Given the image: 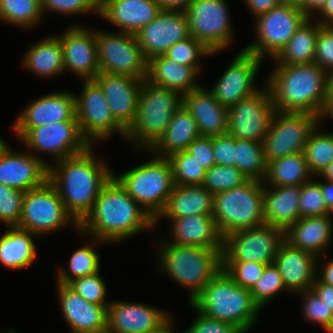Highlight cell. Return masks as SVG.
Wrapping results in <instances>:
<instances>
[{"label": "cell", "instance_id": "cell-1", "mask_svg": "<svg viewBox=\"0 0 333 333\" xmlns=\"http://www.w3.org/2000/svg\"><path fill=\"white\" fill-rule=\"evenodd\" d=\"M154 226V219L140 208L112 176L102 187L92 210L79 223L78 231L81 234L86 231L93 234L96 242H115Z\"/></svg>", "mask_w": 333, "mask_h": 333}, {"label": "cell", "instance_id": "cell-2", "mask_svg": "<svg viewBox=\"0 0 333 333\" xmlns=\"http://www.w3.org/2000/svg\"><path fill=\"white\" fill-rule=\"evenodd\" d=\"M92 147L49 166L48 180L55 186L67 211L80 223L92 210L102 187L114 175L94 158Z\"/></svg>", "mask_w": 333, "mask_h": 333}, {"label": "cell", "instance_id": "cell-3", "mask_svg": "<svg viewBox=\"0 0 333 333\" xmlns=\"http://www.w3.org/2000/svg\"><path fill=\"white\" fill-rule=\"evenodd\" d=\"M271 74L266 86L276 111L319 116L327 96V71L311 63L277 65Z\"/></svg>", "mask_w": 333, "mask_h": 333}, {"label": "cell", "instance_id": "cell-4", "mask_svg": "<svg viewBox=\"0 0 333 333\" xmlns=\"http://www.w3.org/2000/svg\"><path fill=\"white\" fill-rule=\"evenodd\" d=\"M204 315L228 322L246 333L254 325L260 306L249 289L239 286L222 268L192 301Z\"/></svg>", "mask_w": 333, "mask_h": 333}, {"label": "cell", "instance_id": "cell-5", "mask_svg": "<svg viewBox=\"0 0 333 333\" xmlns=\"http://www.w3.org/2000/svg\"><path fill=\"white\" fill-rule=\"evenodd\" d=\"M182 105L183 95L180 92L144 78L136 116L126 130L125 138L149 150L164 134L171 117Z\"/></svg>", "mask_w": 333, "mask_h": 333}, {"label": "cell", "instance_id": "cell-6", "mask_svg": "<svg viewBox=\"0 0 333 333\" xmlns=\"http://www.w3.org/2000/svg\"><path fill=\"white\" fill-rule=\"evenodd\" d=\"M160 269L191 292L190 303L222 269V250L163 243Z\"/></svg>", "mask_w": 333, "mask_h": 333}, {"label": "cell", "instance_id": "cell-7", "mask_svg": "<svg viewBox=\"0 0 333 333\" xmlns=\"http://www.w3.org/2000/svg\"><path fill=\"white\" fill-rule=\"evenodd\" d=\"M113 176L154 220L164 209L175 186L169 160L157 155L120 176Z\"/></svg>", "mask_w": 333, "mask_h": 333}, {"label": "cell", "instance_id": "cell-8", "mask_svg": "<svg viewBox=\"0 0 333 333\" xmlns=\"http://www.w3.org/2000/svg\"><path fill=\"white\" fill-rule=\"evenodd\" d=\"M263 189V181L249 179L239 187L214 195L212 216L223 237L265 223Z\"/></svg>", "mask_w": 333, "mask_h": 333}, {"label": "cell", "instance_id": "cell-9", "mask_svg": "<svg viewBox=\"0 0 333 333\" xmlns=\"http://www.w3.org/2000/svg\"><path fill=\"white\" fill-rule=\"evenodd\" d=\"M317 124L318 116L309 112L275 111L262 141L267 164L287 155L303 152Z\"/></svg>", "mask_w": 333, "mask_h": 333}, {"label": "cell", "instance_id": "cell-10", "mask_svg": "<svg viewBox=\"0 0 333 333\" xmlns=\"http://www.w3.org/2000/svg\"><path fill=\"white\" fill-rule=\"evenodd\" d=\"M70 220L79 230V223L67 211L55 186L47 180L43 185L24 193L17 227L40 235L64 227Z\"/></svg>", "mask_w": 333, "mask_h": 333}, {"label": "cell", "instance_id": "cell-11", "mask_svg": "<svg viewBox=\"0 0 333 333\" xmlns=\"http://www.w3.org/2000/svg\"><path fill=\"white\" fill-rule=\"evenodd\" d=\"M285 231L266 223L234 232L223 238L222 261H245L272 264Z\"/></svg>", "mask_w": 333, "mask_h": 333}, {"label": "cell", "instance_id": "cell-12", "mask_svg": "<svg viewBox=\"0 0 333 333\" xmlns=\"http://www.w3.org/2000/svg\"><path fill=\"white\" fill-rule=\"evenodd\" d=\"M96 47L100 73L147 77L148 60L143 55L136 35L96 30Z\"/></svg>", "mask_w": 333, "mask_h": 333}, {"label": "cell", "instance_id": "cell-13", "mask_svg": "<svg viewBox=\"0 0 333 333\" xmlns=\"http://www.w3.org/2000/svg\"><path fill=\"white\" fill-rule=\"evenodd\" d=\"M256 18L257 41L244 50L259 59L265 54L274 59L308 17L299 7L278 5Z\"/></svg>", "mask_w": 333, "mask_h": 333}, {"label": "cell", "instance_id": "cell-14", "mask_svg": "<svg viewBox=\"0 0 333 333\" xmlns=\"http://www.w3.org/2000/svg\"><path fill=\"white\" fill-rule=\"evenodd\" d=\"M190 36L217 53L232 42L225 0H193L185 11Z\"/></svg>", "mask_w": 333, "mask_h": 333}, {"label": "cell", "instance_id": "cell-15", "mask_svg": "<svg viewBox=\"0 0 333 333\" xmlns=\"http://www.w3.org/2000/svg\"><path fill=\"white\" fill-rule=\"evenodd\" d=\"M82 90L80 96H75L76 118L89 144L105 140L116 131L125 137L126 130L114 119L100 85L95 80H84Z\"/></svg>", "mask_w": 333, "mask_h": 333}, {"label": "cell", "instance_id": "cell-16", "mask_svg": "<svg viewBox=\"0 0 333 333\" xmlns=\"http://www.w3.org/2000/svg\"><path fill=\"white\" fill-rule=\"evenodd\" d=\"M268 86L228 108V134L262 142L275 112Z\"/></svg>", "mask_w": 333, "mask_h": 333}, {"label": "cell", "instance_id": "cell-17", "mask_svg": "<svg viewBox=\"0 0 333 333\" xmlns=\"http://www.w3.org/2000/svg\"><path fill=\"white\" fill-rule=\"evenodd\" d=\"M21 142L32 151L55 155L56 161L80 154L91 146L82 136L78 121L52 122L33 127L21 138Z\"/></svg>", "mask_w": 333, "mask_h": 333}, {"label": "cell", "instance_id": "cell-18", "mask_svg": "<svg viewBox=\"0 0 333 333\" xmlns=\"http://www.w3.org/2000/svg\"><path fill=\"white\" fill-rule=\"evenodd\" d=\"M135 35L147 60L164 55L175 43L190 37L186 12L162 10Z\"/></svg>", "mask_w": 333, "mask_h": 333}, {"label": "cell", "instance_id": "cell-19", "mask_svg": "<svg viewBox=\"0 0 333 333\" xmlns=\"http://www.w3.org/2000/svg\"><path fill=\"white\" fill-rule=\"evenodd\" d=\"M261 61L262 59L243 49L237 54L214 88L210 90L213 97L222 106L229 108L257 92L259 89H255L253 80Z\"/></svg>", "mask_w": 333, "mask_h": 333}, {"label": "cell", "instance_id": "cell-20", "mask_svg": "<svg viewBox=\"0 0 333 333\" xmlns=\"http://www.w3.org/2000/svg\"><path fill=\"white\" fill-rule=\"evenodd\" d=\"M61 121H77L73 93L54 92L32 101L19 115L13 128L21 139L33 127Z\"/></svg>", "mask_w": 333, "mask_h": 333}, {"label": "cell", "instance_id": "cell-21", "mask_svg": "<svg viewBox=\"0 0 333 333\" xmlns=\"http://www.w3.org/2000/svg\"><path fill=\"white\" fill-rule=\"evenodd\" d=\"M115 302L108 307L107 333H156L172 320L166 311L148 305Z\"/></svg>", "mask_w": 333, "mask_h": 333}, {"label": "cell", "instance_id": "cell-22", "mask_svg": "<svg viewBox=\"0 0 333 333\" xmlns=\"http://www.w3.org/2000/svg\"><path fill=\"white\" fill-rule=\"evenodd\" d=\"M65 70L84 80H94L100 73L96 47V32L82 26H71L59 36Z\"/></svg>", "mask_w": 333, "mask_h": 333}, {"label": "cell", "instance_id": "cell-23", "mask_svg": "<svg viewBox=\"0 0 333 333\" xmlns=\"http://www.w3.org/2000/svg\"><path fill=\"white\" fill-rule=\"evenodd\" d=\"M94 80L102 88L114 119L127 130L136 116L143 79L99 73Z\"/></svg>", "mask_w": 333, "mask_h": 333}, {"label": "cell", "instance_id": "cell-24", "mask_svg": "<svg viewBox=\"0 0 333 333\" xmlns=\"http://www.w3.org/2000/svg\"><path fill=\"white\" fill-rule=\"evenodd\" d=\"M57 285L63 316L72 333H107V306L87 302L68 285Z\"/></svg>", "mask_w": 333, "mask_h": 333}, {"label": "cell", "instance_id": "cell-25", "mask_svg": "<svg viewBox=\"0 0 333 333\" xmlns=\"http://www.w3.org/2000/svg\"><path fill=\"white\" fill-rule=\"evenodd\" d=\"M27 153L13 154L10 148L5 152L0 158L1 184L27 192L48 180L49 164Z\"/></svg>", "mask_w": 333, "mask_h": 333}, {"label": "cell", "instance_id": "cell-26", "mask_svg": "<svg viewBox=\"0 0 333 333\" xmlns=\"http://www.w3.org/2000/svg\"><path fill=\"white\" fill-rule=\"evenodd\" d=\"M318 259L316 255L292 247L284 241L273 263L279 269L286 289L299 293L312 289L317 277Z\"/></svg>", "mask_w": 333, "mask_h": 333}, {"label": "cell", "instance_id": "cell-27", "mask_svg": "<svg viewBox=\"0 0 333 333\" xmlns=\"http://www.w3.org/2000/svg\"><path fill=\"white\" fill-rule=\"evenodd\" d=\"M162 11L156 0H102L99 15L121 28L123 33L136 34Z\"/></svg>", "mask_w": 333, "mask_h": 333}, {"label": "cell", "instance_id": "cell-28", "mask_svg": "<svg viewBox=\"0 0 333 333\" xmlns=\"http://www.w3.org/2000/svg\"><path fill=\"white\" fill-rule=\"evenodd\" d=\"M183 106L194 117L200 136L214 137L228 132V108L201 86L183 95Z\"/></svg>", "mask_w": 333, "mask_h": 333}, {"label": "cell", "instance_id": "cell-29", "mask_svg": "<svg viewBox=\"0 0 333 333\" xmlns=\"http://www.w3.org/2000/svg\"><path fill=\"white\" fill-rule=\"evenodd\" d=\"M172 221L173 244L208 249H223V236L213 216L195 215L174 218Z\"/></svg>", "mask_w": 333, "mask_h": 333}, {"label": "cell", "instance_id": "cell-30", "mask_svg": "<svg viewBox=\"0 0 333 333\" xmlns=\"http://www.w3.org/2000/svg\"><path fill=\"white\" fill-rule=\"evenodd\" d=\"M213 204L214 195L202 185H175L154 225L161 217L172 220L185 216H212Z\"/></svg>", "mask_w": 333, "mask_h": 333}, {"label": "cell", "instance_id": "cell-31", "mask_svg": "<svg viewBox=\"0 0 333 333\" xmlns=\"http://www.w3.org/2000/svg\"><path fill=\"white\" fill-rule=\"evenodd\" d=\"M268 186L263 189L264 222L286 231L299 219L300 186Z\"/></svg>", "mask_w": 333, "mask_h": 333}, {"label": "cell", "instance_id": "cell-32", "mask_svg": "<svg viewBox=\"0 0 333 333\" xmlns=\"http://www.w3.org/2000/svg\"><path fill=\"white\" fill-rule=\"evenodd\" d=\"M331 215L299 218L285 231V241L292 247L318 257L332 238Z\"/></svg>", "mask_w": 333, "mask_h": 333}, {"label": "cell", "instance_id": "cell-33", "mask_svg": "<svg viewBox=\"0 0 333 333\" xmlns=\"http://www.w3.org/2000/svg\"><path fill=\"white\" fill-rule=\"evenodd\" d=\"M200 67L186 66L158 55L148 60L147 79L152 83L180 92L182 95L200 87L195 78Z\"/></svg>", "mask_w": 333, "mask_h": 333}, {"label": "cell", "instance_id": "cell-34", "mask_svg": "<svg viewBox=\"0 0 333 333\" xmlns=\"http://www.w3.org/2000/svg\"><path fill=\"white\" fill-rule=\"evenodd\" d=\"M199 137L194 117L182 105L171 117L164 134L149 150L158 153V157H168L172 153L186 150Z\"/></svg>", "mask_w": 333, "mask_h": 333}, {"label": "cell", "instance_id": "cell-35", "mask_svg": "<svg viewBox=\"0 0 333 333\" xmlns=\"http://www.w3.org/2000/svg\"><path fill=\"white\" fill-rule=\"evenodd\" d=\"M33 235L35 234L17 226L10 227L0 237L1 264L9 269H23L31 266L37 256Z\"/></svg>", "mask_w": 333, "mask_h": 333}, {"label": "cell", "instance_id": "cell-36", "mask_svg": "<svg viewBox=\"0 0 333 333\" xmlns=\"http://www.w3.org/2000/svg\"><path fill=\"white\" fill-rule=\"evenodd\" d=\"M307 18L290 38L287 45L274 58L278 65H300L314 63L315 46L319 22L311 24Z\"/></svg>", "mask_w": 333, "mask_h": 333}, {"label": "cell", "instance_id": "cell-37", "mask_svg": "<svg viewBox=\"0 0 333 333\" xmlns=\"http://www.w3.org/2000/svg\"><path fill=\"white\" fill-rule=\"evenodd\" d=\"M24 66L43 77L64 71L63 49L59 36H49L36 43L24 57Z\"/></svg>", "mask_w": 333, "mask_h": 333}, {"label": "cell", "instance_id": "cell-38", "mask_svg": "<svg viewBox=\"0 0 333 333\" xmlns=\"http://www.w3.org/2000/svg\"><path fill=\"white\" fill-rule=\"evenodd\" d=\"M304 152L287 155L269 162L264 179L272 186H301L311 176Z\"/></svg>", "mask_w": 333, "mask_h": 333}, {"label": "cell", "instance_id": "cell-39", "mask_svg": "<svg viewBox=\"0 0 333 333\" xmlns=\"http://www.w3.org/2000/svg\"><path fill=\"white\" fill-rule=\"evenodd\" d=\"M267 165L262 142L235 138V166L247 178L264 181Z\"/></svg>", "mask_w": 333, "mask_h": 333}, {"label": "cell", "instance_id": "cell-40", "mask_svg": "<svg viewBox=\"0 0 333 333\" xmlns=\"http://www.w3.org/2000/svg\"><path fill=\"white\" fill-rule=\"evenodd\" d=\"M312 131L304 147V155L311 174H320L333 161V134Z\"/></svg>", "mask_w": 333, "mask_h": 333}, {"label": "cell", "instance_id": "cell-41", "mask_svg": "<svg viewBox=\"0 0 333 333\" xmlns=\"http://www.w3.org/2000/svg\"><path fill=\"white\" fill-rule=\"evenodd\" d=\"M42 13L41 0H0V19L16 26H34Z\"/></svg>", "mask_w": 333, "mask_h": 333}, {"label": "cell", "instance_id": "cell-42", "mask_svg": "<svg viewBox=\"0 0 333 333\" xmlns=\"http://www.w3.org/2000/svg\"><path fill=\"white\" fill-rule=\"evenodd\" d=\"M94 245H86L76 250L69 261V272L58 269L57 283L68 285L74 279L99 272L100 257L93 250Z\"/></svg>", "mask_w": 333, "mask_h": 333}, {"label": "cell", "instance_id": "cell-43", "mask_svg": "<svg viewBox=\"0 0 333 333\" xmlns=\"http://www.w3.org/2000/svg\"><path fill=\"white\" fill-rule=\"evenodd\" d=\"M172 168L175 185H202L206 170L185 150L178 151L166 157Z\"/></svg>", "mask_w": 333, "mask_h": 333}, {"label": "cell", "instance_id": "cell-44", "mask_svg": "<svg viewBox=\"0 0 333 333\" xmlns=\"http://www.w3.org/2000/svg\"><path fill=\"white\" fill-rule=\"evenodd\" d=\"M249 180L236 166L213 165L206 170L202 184L211 194L231 190Z\"/></svg>", "mask_w": 333, "mask_h": 333}, {"label": "cell", "instance_id": "cell-45", "mask_svg": "<svg viewBox=\"0 0 333 333\" xmlns=\"http://www.w3.org/2000/svg\"><path fill=\"white\" fill-rule=\"evenodd\" d=\"M287 290L279 269L272 264H268L264 268V272L259 280L250 290L254 301L262 309L279 291Z\"/></svg>", "mask_w": 333, "mask_h": 333}, {"label": "cell", "instance_id": "cell-46", "mask_svg": "<svg viewBox=\"0 0 333 333\" xmlns=\"http://www.w3.org/2000/svg\"><path fill=\"white\" fill-rule=\"evenodd\" d=\"M299 199V218L332 214L324 202V196L318 181L311 180L302 184Z\"/></svg>", "mask_w": 333, "mask_h": 333}, {"label": "cell", "instance_id": "cell-47", "mask_svg": "<svg viewBox=\"0 0 333 333\" xmlns=\"http://www.w3.org/2000/svg\"><path fill=\"white\" fill-rule=\"evenodd\" d=\"M212 53L202 42L190 36L183 41L175 43L164 55L179 64L200 67L199 63H197L199 58Z\"/></svg>", "mask_w": 333, "mask_h": 333}, {"label": "cell", "instance_id": "cell-48", "mask_svg": "<svg viewBox=\"0 0 333 333\" xmlns=\"http://www.w3.org/2000/svg\"><path fill=\"white\" fill-rule=\"evenodd\" d=\"M24 193L0 183V221L8 228L19 224Z\"/></svg>", "mask_w": 333, "mask_h": 333}, {"label": "cell", "instance_id": "cell-49", "mask_svg": "<svg viewBox=\"0 0 333 333\" xmlns=\"http://www.w3.org/2000/svg\"><path fill=\"white\" fill-rule=\"evenodd\" d=\"M267 264L245 261H222V268L241 287L251 290Z\"/></svg>", "mask_w": 333, "mask_h": 333}, {"label": "cell", "instance_id": "cell-50", "mask_svg": "<svg viewBox=\"0 0 333 333\" xmlns=\"http://www.w3.org/2000/svg\"><path fill=\"white\" fill-rule=\"evenodd\" d=\"M68 286L89 303L105 305L107 307L111 304V302L106 303L104 301L107 288L99 272L74 279Z\"/></svg>", "mask_w": 333, "mask_h": 333}, {"label": "cell", "instance_id": "cell-51", "mask_svg": "<svg viewBox=\"0 0 333 333\" xmlns=\"http://www.w3.org/2000/svg\"><path fill=\"white\" fill-rule=\"evenodd\" d=\"M304 296V316L312 323L320 324L328 333L333 329V312L324 301L311 289L299 294Z\"/></svg>", "mask_w": 333, "mask_h": 333}, {"label": "cell", "instance_id": "cell-52", "mask_svg": "<svg viewBox=\"0 0 333 333\" xmlns=\"http://www.w3.org/2000/svg\"><path fill=\"white\" fill-rule=\"evenodd\" d=\"M314 63L327 72L333 69V25L319 27Z\"/></svg>", "mask_w": 333, "mask_h": 333}, {"label": "cell", "instance_id": "cell-53", "mask_svg": "<svg viewBox=\"0 0 333 333\" xmlns=\"http://www.w3.org/2000/svg\"><path fill=\"white\" fill-rule=\"evenodd\" d=\"M42 12L51 10L57 13L80 14L94 11L99 13L98 0H41Z\"/></svg>", "mask_w": 333, "mask_h": 333}, {"label": "cell", "instance_id": "cell-54", "mask_svg": "<svg viewBox=\"0 0 333 333\" xmlns=\"http://www.w3.org/2000/svg\"><path fill=\"white\" fill-rule=\"evenodd\" d=\"M198 312V317L192 326L183 333H242L234 325L220 321Z\"/></svg>", "mask_w": 333, "mask_h": 333}, {"label": "cell", "instance_id": "cell-55", "mask_svg": "<svg viewBox=\"0 0 333 333\" xmlns=\"http://www.w3.org/2000/svg\"><path fill=\"white\" fill-rule=\"evenodd\" d=\"M185 151L199 162L205 170L216 164L213 152V137L200 136Z\"/></svg>", "mask_w": 333, "mask_h": 333}, {"label": "cell", "instance_id": "cell-56", "mask_svg": "<svg viewBox=\"0 0 333 333\" xmlns=\"http://www.w3.org/2000/svg\"><path fill=\"white\" fill-rule=\"evenodd\" d=\"M213 152L216 165L235 166V138L230 134L213 137Z\"/></svg>", "mask_w": 333, "mask_h": 333}, {"label": "cell", "instance_id": "cell-57", "mask_svg": "<svg viewBox=\"0 0 333 333\" xmlns=\"http://www.w3.org/2000/svg\"><path fill=\"white\" fill-rule=\"evenodd\" d=\"M312 290L324 301L328 309L333 312V286L323 283L318 277L312 286Z\"/></svg>", "mask_w": 333, "mask_h": 333}, {"label": "cell", "instance_id": "cell-58", "mask_svg": "<svg viewBox=\"0 0 333 333\" xmlns=\"http://www.w3.org/2000/svg\"><path fill=\"white\" fill-rule=\"evenodd\" d=\"M245 2L256 17L280 5L279 0H245Z\"/></svg>", "mask_w": 333, "mask_h": 333}, {"label": "cell", "instance_id": "cell-59", "mask_svg": "<svg viewBox=\"0 0 333 333\" xmlns=\"http://www.w3.org/2000/svg\"><path fill=\"white\" fill-rule=\"evenodd\" d=\"M162 10L185 12L193 0H156Z\"/></svg>", "mask_w": 333, "mask_h": 333}, {"label": "cell", "instance_id": "cell-60", "mask_svg": "<svg viewBox=\"0 0 333 333\" xmlns=\"http://www.w3.org/2000/svg\"><path fill=\"white\" fill-rule=\"evenodd\" d=\"M327 0H302L301 9L304 14L310 18L312 11L320 12L325 6Z\"/></svg>", "mask_w": 333, "mask_h": 333}, {"label": "cell", "instance_id": "cell-61", "mask_svg": "<svg viewBox=\"0 0 333 333\" xmlns=\"http://www.w3.org/2000/svg\"><path fill=\"white\" fill-rule=\"evenodd\" d=\"M320 188L324 196V202L328 210L333 214V182L327 181L325 184L320 182Z\"/></svg>", "mask_w": 333, "mask_h": 333}, {"label": "cell", "instance_id": "cell-62", "mask_svg": "<svg viewBox=\"0 0 333 333\" xmlns=\"http://www.w3.org/2000/svg\"><path fill=\"white\" fill-rule=\"evenodd\" d=\"M323 15L324 21H318L321 25H333V0H327L325 6L319 12Z\"/></svg>", "mask_w": 333, "mask_h": 333}, {"label": "cell", "instance_id": "cell-63", "mask_svg": "<svg viewBox=\"0 0 333 333\" xmlns=\"http://www.w3.org/2000/svg\"><path fill=\"white\" fill-rule=\"evenodd\" d=\"M330 116L333 119V94H327L325 102L318 116L319 122L322 118Z\"/></svg>", "mask_w": 333, "mask_h": 333}, {"label": "cell", "instance_id": "cell-64", "mask_svg": "<svg viewBox=\"0 0 333 333\" xmlns=\"http://www.w3.org/2000/svg\"><path fill=\"white\" fill-rule=\"evenodd\" d=\"M322 271L320 280L325 284L333 286V260L328 261Z\"/></svg>", "mask_w": 333, "mask_h": 333}, {"label": "cell", "instance_id": "cell-65", "mask_svg": "<svg viewBox=\"0 0 333 333\" xmlns=\"http://www.w3.org/2000/svg\"><path fill=\"white\" fill-rule=\"evenodd\" d=\"M320 175L325 178V181L333 182V161L324 169Z\"/></svg>", "mask_w": 333, "mask_h": 333}, {"label": "cell", "instance_id": "cell-66", "mask_svg": "<svg viewBox=\"0 0 333 333\" xmlns=\"http://www.w3.org/2000/svg\"><path fill=\"white\" fill-rule=\"evenodd\" d=\"M327 94H333V69L327 72Z\"/></svg>", "mask_w": 333, "mask_h": 333}, {"label": "cell", "instance_id": "cell-67", "mask_svg": "<svg viewBox=\"0 0 333 333\" xmlns=\"http://www.w3.org/2000/svg\"><path fill=\"white\" fill-rule=\"evenodd\" d=\"M280 5H289L301 8L302 0H279Z\"/></svg>", "mask_w": 333, "mask_h": 333}, {"label": "cell", "instance_id": "cell-68", "mask_svg": "<svg viewBox=\"0 0 333 333\" xmlns=\"http://www.w3.org/2000/svg\"><path fill=\"white\" fill-rule=\"evenodd\" d=\"M9 149L8 144L5 143L1 138H0V158L5 154V152Z\"/></svg>", "mask_w": 333, "mask_h": 333}, {"label": "cell", "instance_id": "cell-69", "mask_svg": "<svg viewBox=\"0 0 333 333\" xmlns=\"http://www.w3.org/2000/svg\"><path fill=\"white\" fill-rule=\"evenodd\" d=\"M172 324V320L164 327L162 328L159 332L156 333H174L172 332V330L170 328H172L171 325Z\"/></svg>", "mask_w": 333, "mask_h": 333}]
</instances>
